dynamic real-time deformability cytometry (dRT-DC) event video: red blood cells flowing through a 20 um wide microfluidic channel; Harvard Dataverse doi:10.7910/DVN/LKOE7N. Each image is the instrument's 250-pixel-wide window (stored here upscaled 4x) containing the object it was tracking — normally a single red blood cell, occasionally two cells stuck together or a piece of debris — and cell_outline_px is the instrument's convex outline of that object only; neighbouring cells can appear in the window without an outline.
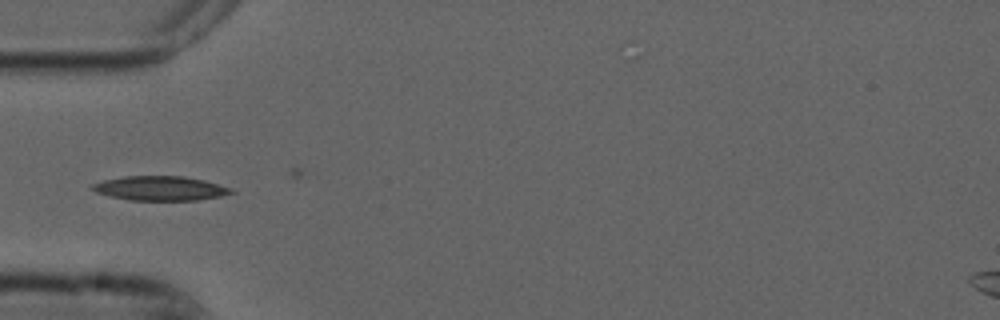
{"species": "common noctule bat (a hibernating species)", "species_latin": "Nyctalus noctula", "temperature_condition": "cold", "stored_images_in_passage": 4, "camera_frame_rate_fps": 3000, "um_per_image_px": 0.085, "animal": {"sex": "male", "forearm_length_mm": 52.5}, "frame": {"image": 1, "passage_image": 1, "time_ms": 0.0, "image_size_px": [1000, 320], "cell_outline_px": [[236, 192], [220, 196], [196, 200], [128, 200], [96, 192], [88, 188], [92, 184], [104, 180], [124, 176], [184, 176], [204, 180], [232, 188]], "centroid_in_image_um": [13.61, 16.0], "position_along_channel_um": 71.4, "area_um2": 19.71}}
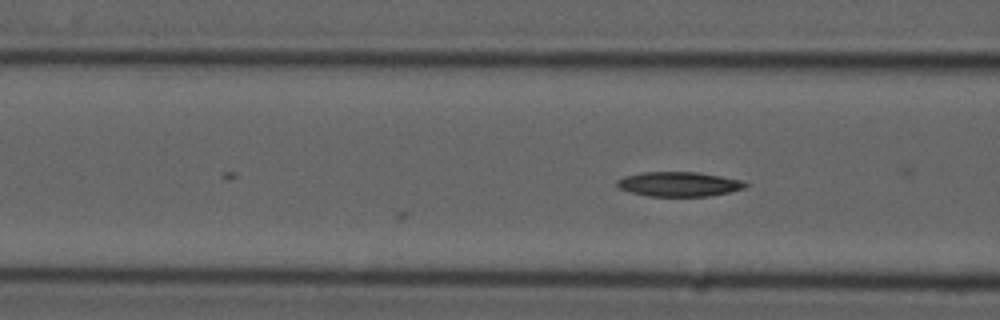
{"frame": {"image": 2, "passage_image": 4, "time_ms": 1.0, "image_size_px": [1000, 320], "cell_outline_px": [[748, 184], [744, 188], [728, 192], [708, 196], [648, 196], [628, 192], [620, 188], [616, 184], [616, 180], [628, 176], [644, 172], [696, 172], [720, 176], [740, 180]], "centroid_in_image_um": [57.68, 15.65], "position_along_channel_um": 108.9, "area_um2": 18.15}}